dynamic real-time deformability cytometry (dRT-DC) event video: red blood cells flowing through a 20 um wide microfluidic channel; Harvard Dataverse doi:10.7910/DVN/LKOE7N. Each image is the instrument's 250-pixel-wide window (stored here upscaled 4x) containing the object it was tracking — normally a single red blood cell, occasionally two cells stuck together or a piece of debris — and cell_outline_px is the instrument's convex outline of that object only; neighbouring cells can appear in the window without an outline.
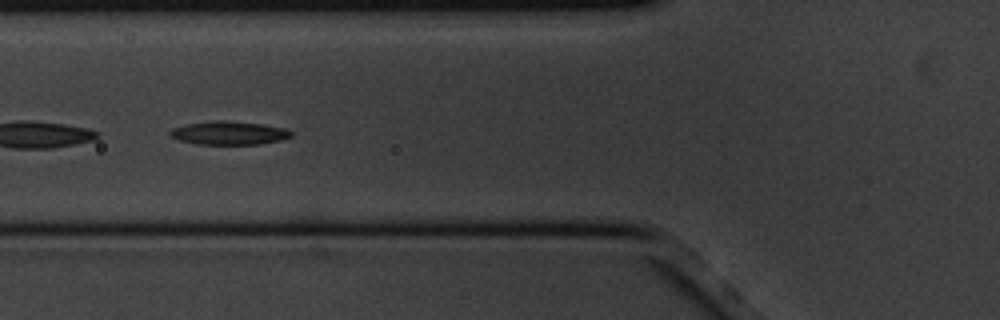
{"species": "common noctule bat (a hibernating species)", "species_latin": "Nyctalus noctula", "temperature_condition": "cold", "stored_images_in_passage": 9, "camera_frame_rate_fps": 3000, "um_per_image_px": 0.085, "animal": {"sex": "male", "body_mass_g": 20.1, "forearm_length_mm": 53.5}, "frame": {"image": 1, "passage_image": 6, "time_ms": 1.667, "image_size_px": [1000, 320], "cell_outline_px": [[292, 136], [280, 140], [260, 144], [196, 144], [180, 140], [168, 136], [168, 132], [172, 128], [188, 124], [216, 120], [228, 120], [260, 124], [284, 128], [292, 132]], "centroid_in_image_um": [19.43, 11.3], "position_along_channel_um": 106.4, "area_um2": 16.47}}
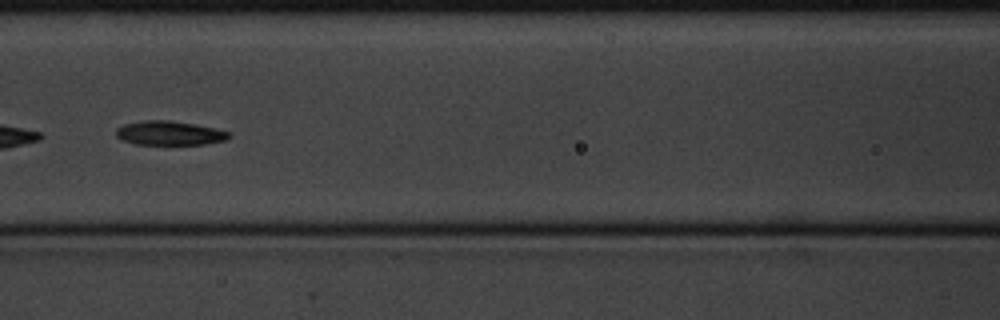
{"frame": {"image": 2, "passage_image": 7, "time_ms": 2.0, "image_size_px": [1000, 320], "cell_outline_px": [[232, 136], [228, 140], [204, 144], [136, 144], [120, 140], [116, 136], [116, 128], [124, 124], [144, 120], [168, 120], [196, 124], [228, 132]], "centroid_in_image_um": [14.38, 11.31], "position_along_channel_um": 152.2, "area_um2": 15.9}}
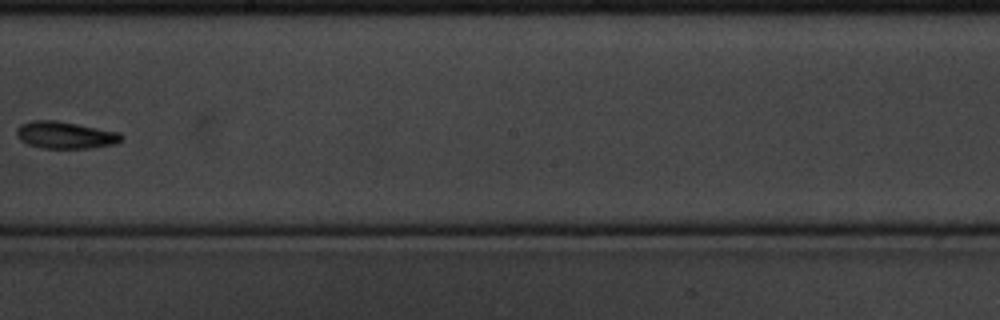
{"frame": {"image": 3, "passage_image": 9, "time_ms": 2.667, "image_size_px": [1000, 320], "cell_outline_px": [[124, 136], [116, 144], [92, 148], [44, 148], [28, 144], [20, 140], [16, 136], [16, 128], [20, 124], [32, 120], [56, 120], [120, 132]], "centroid_in_image_um": [5.54, 11.47], "position_along_channel_um": 242.7, "area_um2": 16.65}}